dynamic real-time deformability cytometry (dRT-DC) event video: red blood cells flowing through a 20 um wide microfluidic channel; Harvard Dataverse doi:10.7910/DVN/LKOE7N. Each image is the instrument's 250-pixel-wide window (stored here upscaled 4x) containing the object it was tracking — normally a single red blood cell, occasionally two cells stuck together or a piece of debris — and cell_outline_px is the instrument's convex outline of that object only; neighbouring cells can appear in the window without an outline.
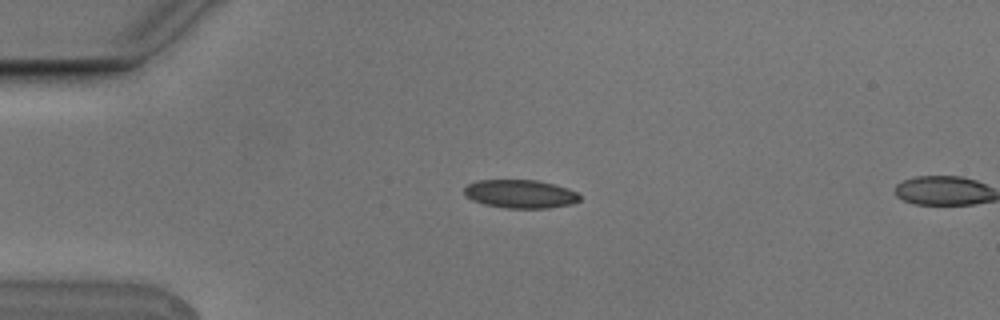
{"species": "Egyptian fruit bat (a non-hibernating species)", "species_latin": "Rousettus aegyptiacus", "temperature_condition": "cold", "stored_images_in_passage": 4, "camera_frame_rate_fps": 3000, "um_per_image_px": 0.085, "animal": {"sex": "male"}, "frame": {"image": 1, "passage_image": 3, "time_ms": 0.667, "image_size_px": [1000, 320], "cell_outline_px": [[580, 200], [572, 204], [548, 208], [504, 208], [484, 204], [472, 200], [464, 196], [464, 188], [468, 184], [480, 180], [536, 180], [556, 184], [568, 188], [576, 192], [580, 196]], "centroid_in_image_um": [44.23, 16.48], "position_along_channel_um": 40.8, "area_um2": 19.25}}